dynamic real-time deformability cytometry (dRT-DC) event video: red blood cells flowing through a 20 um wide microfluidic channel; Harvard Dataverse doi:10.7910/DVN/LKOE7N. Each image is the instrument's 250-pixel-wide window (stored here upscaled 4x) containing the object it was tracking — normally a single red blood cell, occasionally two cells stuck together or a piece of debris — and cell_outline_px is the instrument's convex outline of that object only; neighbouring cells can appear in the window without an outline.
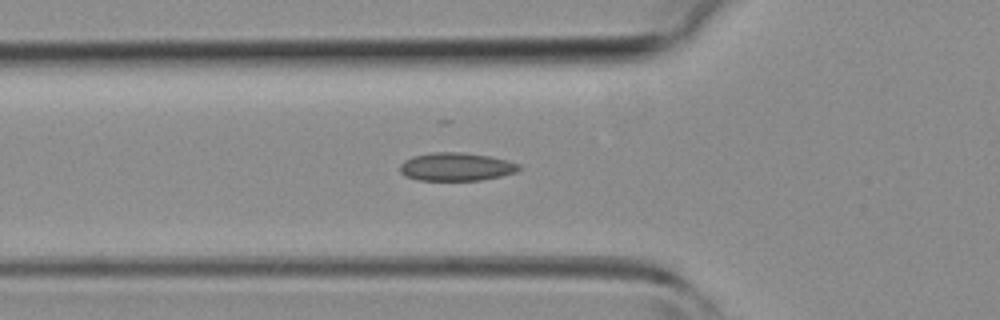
{"species": "common noctule bat (a hibernating species)", "species_latin": "Nyctalus noctula", "temperature_condition": "room temperature", "stored_images_in_passage": 31, "camera_frame_rate_fps": 3000, "um_per_image_px": 0.085, "animal": {"sex": "female", "body_mass_g": 19.3, "forearm_length_mm": 54.1}, "frame": {"image": 1, "passage_image": 3, "time_ms": 0.667, "image_size_px": [1000, 320], "cell_outline_px": [[524, 168], [516, 172], [500, 176], [480, 180], [416, 180], [404, 176], [400, 172], [400, 164], [404, 160], [412, 156], [432, 152], [460, 152], [488, 156], [508, 160], [520, 164]], "centroid_in_image_um": [38.77, 14.17], "position_along_channel_um": 87.0, "area_um2": 19.71}}
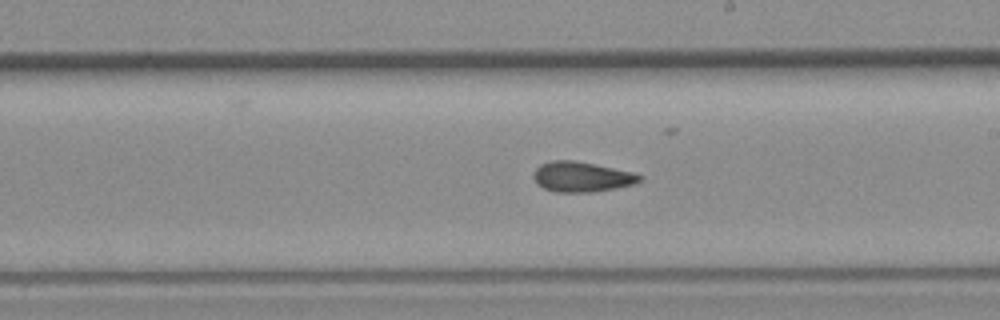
{"frame": {"image": 2, "passage_image": 13, "time_ms": 4.0, "image_size_px": [1000, 320], "cell_outline_px": [[644, 180], [636, 184], [616, 188], [592, 192], [556, 192], [544, 188], [536, 184], [532, 176], [536, 168], [540, 164], [552, 160], [572, 160], [636, 172], [644, 176]], "centroid_in_image_um": [49.49, 15.03], "position_along_channel_um": 239.5, "area_um2": 18.96}}
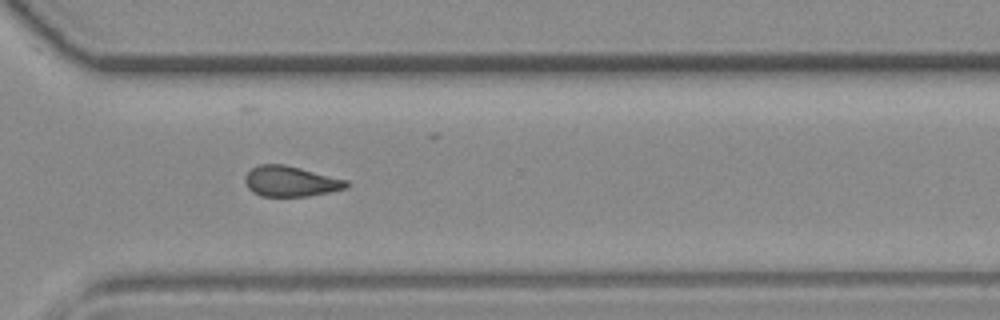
{"frame": {"image": 3, "passage_image": 20, "time_ms": 6.333, "image_size_px": [1000, 320], "cell_outline_px": [[348, 188], [308, 196], [260, 196], [252, 192], [248, 188], [244, 180], [244, 176], [252, 168], [260, 164], [284, 164], [348, 180]], "centroid_in_image_um": [24.68, 15.41], "position_along_channel_um": 345.9, "area_um2": 17.98}}